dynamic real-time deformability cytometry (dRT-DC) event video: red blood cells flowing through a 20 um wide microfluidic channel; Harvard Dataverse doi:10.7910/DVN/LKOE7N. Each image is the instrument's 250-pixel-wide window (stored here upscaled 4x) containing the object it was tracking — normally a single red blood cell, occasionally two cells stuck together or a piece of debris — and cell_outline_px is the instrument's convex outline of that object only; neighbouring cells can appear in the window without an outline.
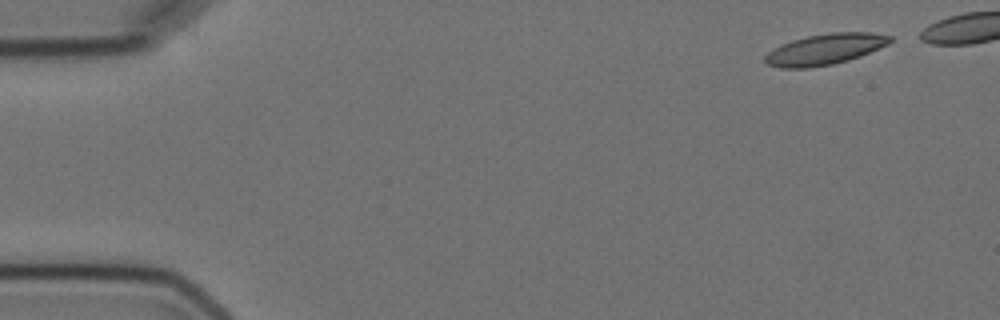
{"species": "Egyptian fruit bat (a non-hibernating species)", "species_latin": "Rousettus aegyptiacus", "temperature_condition": "cold", "stored_images_in_passage": 5, "camera_frame_rate_fps": 3000, "um_per_image_px": 0.085, "animal": {"sex": "female"}, "frame": {"image": 1, "passage_image": 1, "time_ms": 0.0, "image_size_px": [1000, 320], "cell_outline_px": [[892, 40], [888, 44], [860, 56], [848, 60], [832, 64], [808, 68], [780, 68], [768, 64], [764, 60], [764, 56], [772, 48], [780, 44], [792, 40], [808, 36], [832, 32], [872, 32], [892, 36]], "centroid_in_image_um": [70.1, 4.18], "position_along_channel_um": 14.9, "area_um2": 22.48}}